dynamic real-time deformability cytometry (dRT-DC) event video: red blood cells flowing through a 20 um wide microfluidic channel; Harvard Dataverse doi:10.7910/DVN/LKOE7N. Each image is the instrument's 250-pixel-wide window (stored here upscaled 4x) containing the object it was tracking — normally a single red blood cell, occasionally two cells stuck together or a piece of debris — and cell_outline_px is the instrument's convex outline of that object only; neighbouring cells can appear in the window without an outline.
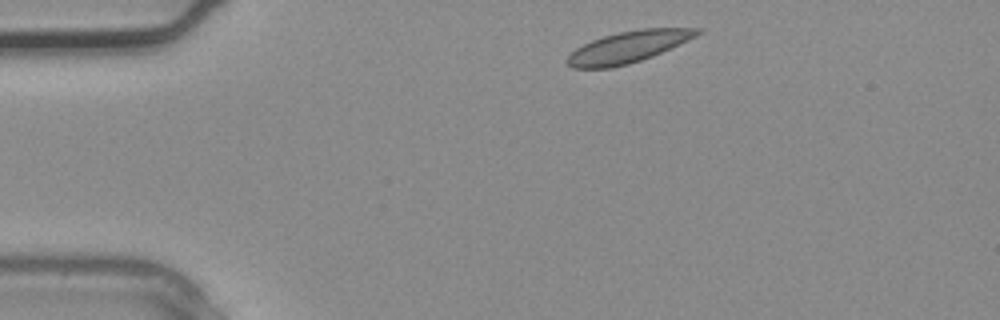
{"species": "common noctule bat (a hibernating species)", "species_latin": "Nyctalus noctula", "temperature_condition": "warm", "stored_images_in_passage": 2, "camera_frame_rate_fps": 3000, "um_per_image_px": 0.085, "animal": {"sex": "male", "body_mass_g": 20.4}, "frame": {"image": 1, "passage_image": 1, "time_ms": 0.0, "image_size_px": [1000, 320], "cell_outline_px": [[704, 32], [688, 40], [652, 56], [628, 64], [612, 68], [572, 68], [564, 60], [576, 48], [592, 40], [604, 36], [620, 32], [640, 28], [704, 28]], "centroid_in_image_um": [53.41, 3.98], "position_along_channel_um": 31.6, "area_um2": 23.76}}
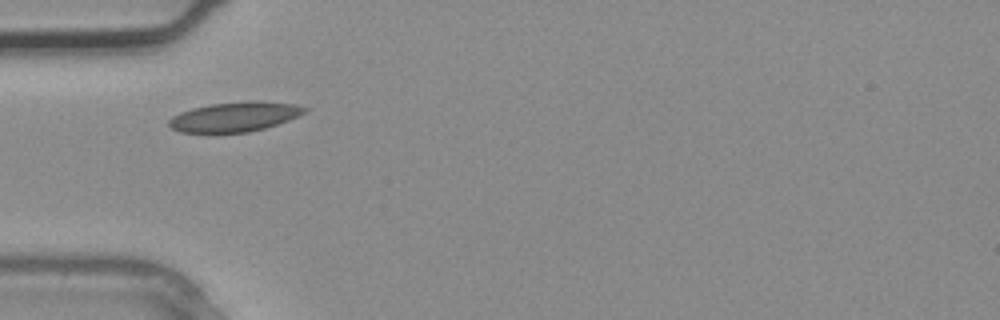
{"frame": {"image": 2, "passage_image": 2, "time_ms": 0.333, "image_size_px": [1000, 320], "cell_outline_px": [[308, 108], [304, 112], [288, 120], [264, 128], [248, 132], [212, 136], [180, 132], [172, 128], [168, 124], [168, 120], [172, 116], [180, 112], [192, 108], [212, 104], [248, 100], [252, 100], [296, 104]], "centroid_in_image_um": [19.85, 9.97], "position_along_channel_um": 65.1, "area_um2": 24.22}}